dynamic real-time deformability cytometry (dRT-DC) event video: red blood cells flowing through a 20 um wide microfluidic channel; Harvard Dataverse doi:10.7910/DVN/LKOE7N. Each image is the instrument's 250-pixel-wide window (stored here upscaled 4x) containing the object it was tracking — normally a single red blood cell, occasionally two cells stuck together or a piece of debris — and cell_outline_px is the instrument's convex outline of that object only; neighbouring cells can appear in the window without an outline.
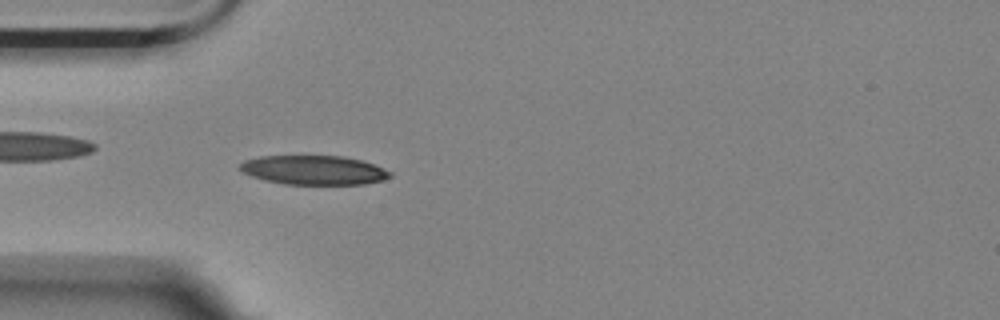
{"species": "Egyptian fruit bat (a non-hibernating species)", "species_latin": "Rousettus aegyptiacus", "temperature_condition": "room temperature", "stored_images_in_passage": 55, "camera_frame_rate_fps": 3000, "um_per_image_px": 0.085, "animal": {"sex": "female"}, "frame": {"image": 1, "passage_image": 15, "time_ms": 4.667, "image_size_px": [1000, 320], "cell_outline_px": [[392, 176], [384, 180], [364, 184], [284, 184], [264, 180], [240, 172], [236, 168], [244, 160], [260, 156], [340, 156], [360, 160], [372, 164], [392, 172]], "centroid_in_image_um": [26.62, 14.46], "position_along_channel_um": 58.4, "area_um2": 25.61}}
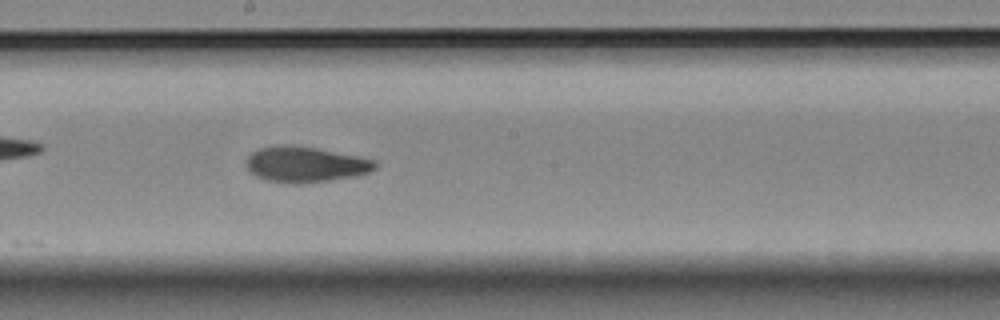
{"frame": {"image": 2, "passage_image": 29, "time_ms": 9.333, "image_size_px": [1000, 320], "cell_outline_px": [[376, 168], [368, 172], [356, 176], [328, 180], [296, 184], [268, 180], [256, 176], [244, 164], [248, 156], [252, 152], [260, 148], [288, 144], [292, 144], [316, 148], [376, 160]], "centroid_in_image_um": [25.94, 13.97], "position_along_channel_um": 222.3, "area_um2": 26.47}}
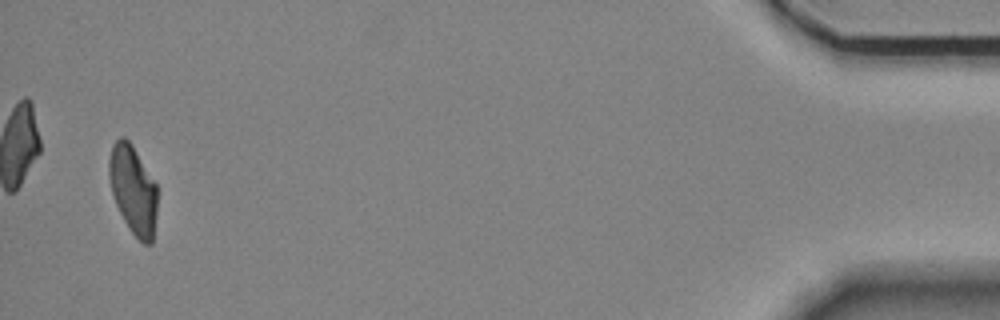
{"frame": {"image": 3, "passage_image": 53, "time_ms": 17.333, "image_size_px": [1000, 320], "cell_outline_px": [[156, 216], [152, 244], [144, 244], [128, 228], [116, 204], [112, 192], [108, 176], [108, 160], [112, 144], [120, 136], [124, 136], [132, 144], [156, 184]], "centroid_in_image_um": [11.29, 16.11], "position_along_channel_um": 423.9, "area_um2": 24.85}, "authors_computed_cell_mechanics": {"area_um2": 25.7788, "velocity_mm_per_s": 3.5526, "shape_relaxation_time_tau1_ms": 6.7036, "shape_relaxation_time_tau2_ms": 3.0476, "deformation_change_tau1": 0.1698, "deformation_change_tau2": 0.0944}}